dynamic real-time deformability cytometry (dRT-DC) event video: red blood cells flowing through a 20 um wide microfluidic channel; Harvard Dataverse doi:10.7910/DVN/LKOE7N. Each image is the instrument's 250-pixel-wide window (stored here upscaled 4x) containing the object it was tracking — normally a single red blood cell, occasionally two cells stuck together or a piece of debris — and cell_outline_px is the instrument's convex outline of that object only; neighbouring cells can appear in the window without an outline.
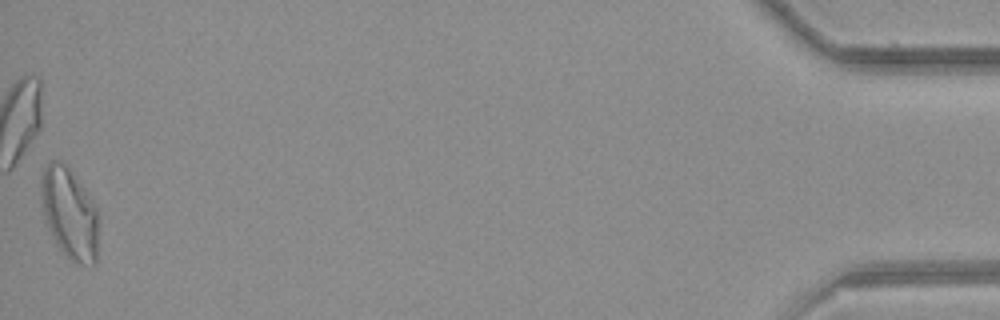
{"species": "common noctule bat (a hibernating species)", "species_latin": "Nyctalus noctula", "temperature_condition": "room temperature", "stored_images_in_passage": 39, "camera_frame_rate_fps": 3000, "um_per_image_px": 0.085, "animal": {"sex": "female", "body_mass_g": 21.9}, "frame": {"image": 1, "passage_image": 39, "time_ms": 12.667, "image_size_px": [1000, 320], "cell_outline_px": [[96, 264], [80, 264], [72, 260], [56, 244], [44, 220], [40, 184], [40, 180], [44, 168], [52, 160], [56, 160], [68, 164], [92, 200], [96, 208]], "centroid_in_image_um": [5.87, 18.08], "position_along_channel_um": 429.3, "area_um2": 30.11}, "authors_computed_cell_mechanics": {"area_um2": 22.8888, "velocity_mm_per_s": 3.9472, "shape_relaxation_time_tau1_ms": null, "shape_relaxation_time_tau2_ms": 2.4121, "deformation_change_tau1": null, "deformation_change_tau2": 0.0985}}